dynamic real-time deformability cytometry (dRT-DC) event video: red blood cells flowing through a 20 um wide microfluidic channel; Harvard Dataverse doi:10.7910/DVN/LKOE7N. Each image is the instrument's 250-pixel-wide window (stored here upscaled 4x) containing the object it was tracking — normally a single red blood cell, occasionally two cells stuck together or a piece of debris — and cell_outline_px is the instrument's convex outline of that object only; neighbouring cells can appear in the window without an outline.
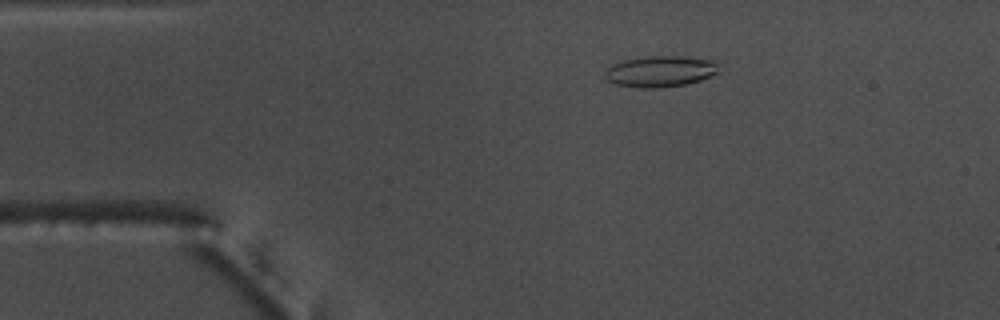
{"species": "common noctule bat (a hibernating species)", "species_latin": "Nyctalus noctula", "temperature_condition": "warm", "stored_images_in_passage": 46, "camera_frame_rate_fps": 3000, "um_per_image_px": 0.085, "animal": {"sex": "male", "body_mass_g": 17.5, "forearm_length_mm": 52.3}, "frame": {"image": 1, "passage_image": 2, "time_ms": 0.333, "image_size_px": [1000, 320], "cell_outline_px": [[716, 72], [700, 80], [684, 84], [656, 88], [640, 88], [616, 84], [608, 80], [604, 76], [604, 72], [612, 64], [624, 60], [648, 56], [676, 56], [716, 60]], "centroid_in_image_um": [56.07, 6.06], "position_along_channel_um": 28.9, "area_um2": 20.29}}
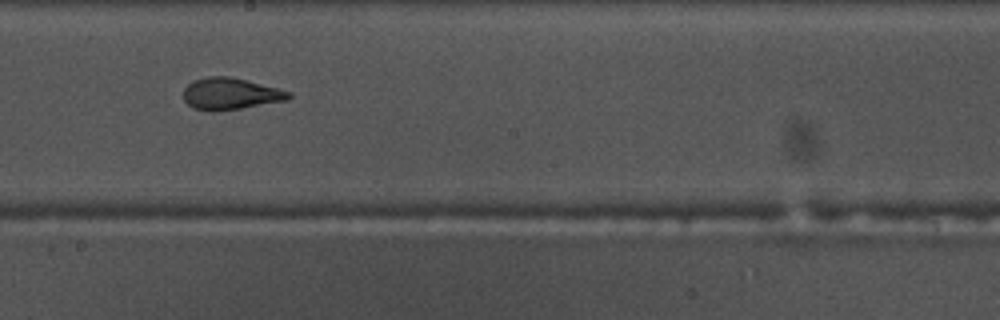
{"frame": {"image": 2, "passage_image": 22, "time_ms": 7.0, "image_size_px": [1000, 320], "cell_outline_px": [[292, 96], [288, 100], [216, 112], [208, 112], [192, 108], [184, 100], [184, 88], [192, 80], [208, 76], [228, 76], [292, 92]], "centroid_in_image_um": [19.54, 7.98], "position_along_channel_um": 228.7, "area_um2": 19.48}}
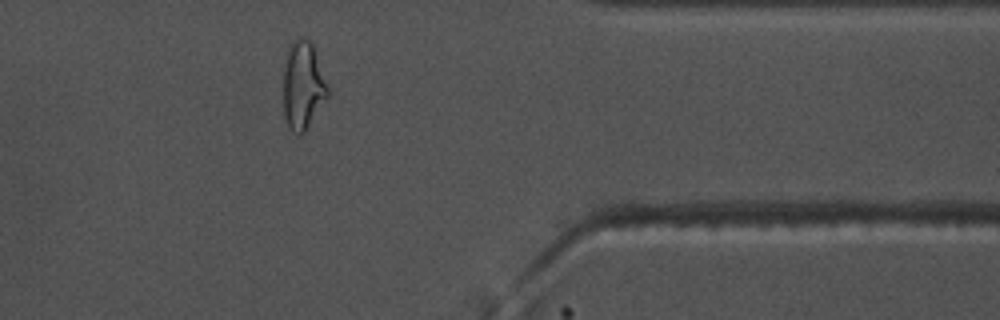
{"frame": {"image": 3, "passage_image": 36, "time_ms": 11.667, "image_size_px": [1000, 320], "cell_outline_px": [[328, 96], [304, 132], [300, 136], [292, 132], [288, 128], [284, 116], [284, 56], [288, 48], [300, 36], [308, 40], [312, 44], [328, 88]], "centroid_in_image_um": [25.72, 7.29], "position_along_channel_um": 385.7, "area_um2": 22.48}, "authors_computed_cell_mechanics": {"area_um2": 19.8832, "velocity_mm_per_s": 3.7537, "shape_relaxation_time_tau1_ms": null, "shape_relaxation_time_tau2_ms": 1.0987, "deformation_change_tau1": null, "deformation_change_tau2": 0.0831}}